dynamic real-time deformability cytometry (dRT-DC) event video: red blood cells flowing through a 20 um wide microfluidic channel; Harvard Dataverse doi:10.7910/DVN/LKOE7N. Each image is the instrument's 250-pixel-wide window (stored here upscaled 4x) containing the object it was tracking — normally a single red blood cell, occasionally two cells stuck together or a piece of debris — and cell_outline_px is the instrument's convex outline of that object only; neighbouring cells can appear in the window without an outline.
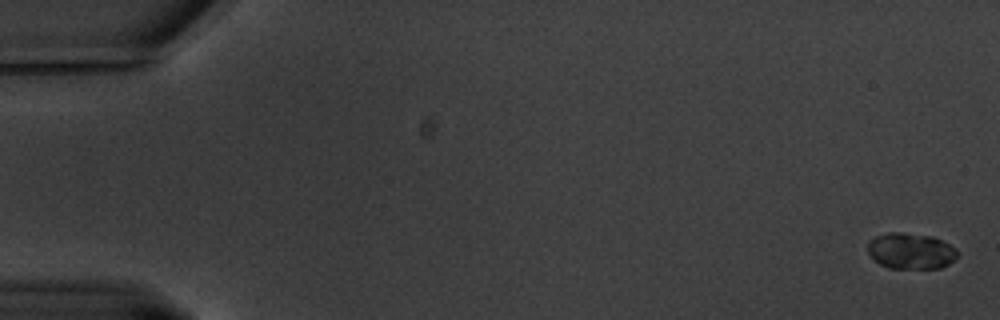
{"species": "common noctule bat (a hibernating species)", "species_latin": "Nyctalus noctula", "temperature_condition": "warm", "stored_images_in_passage": 63, "camera_frame_rate_fps": 3000, "um_per_image_px": 0.085, "animal": {"sex": "male", "body_mass_g": 20.1, "forearm_length_mm": 53.5}, "frame": {"image": 1, "passage_image": 1, "time_ms": 0.0, "image_size_px": [1000, 320], "cell_outline_px": [[960, 252], [948, 264], [940, 268], [888, 268], [880, 264], [868, 252], [868, 240], [876, 236], [888, 232], [904, 232], [932, 236], [956, 248]], "centroid_in_image_um": [77.41, 21.32], "position_along_channel_um": 7.6, "area_um2": 18.79}}
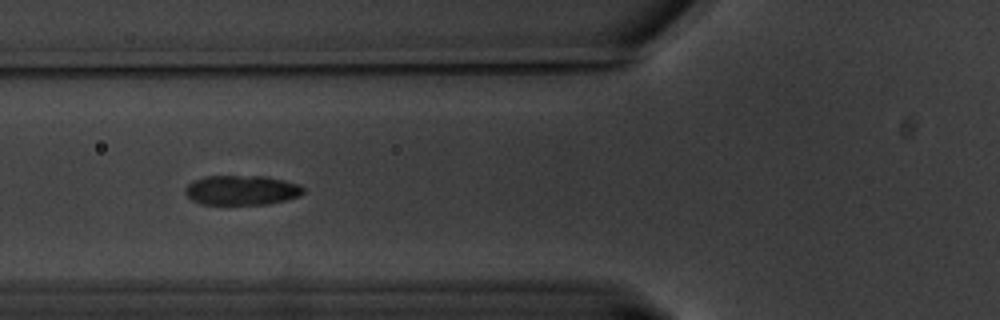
{"frame": {"image": 2, "passage_image": 24, "time_ms": 7.667, "image_size_px": [1000, 320], "cell_outline_px": [[304, 192], [300, 196], [268, 204], [200, 204], [192, 200], [184, 192], [184, 188], [192, 180], [204, 176], [264, 176], [284, 180], [300, 184], [304, 188]], "centroid_in_image_um": [20.52, 16.16], "position_along_channel_um": 105.3, "area_um2": 20.58}}
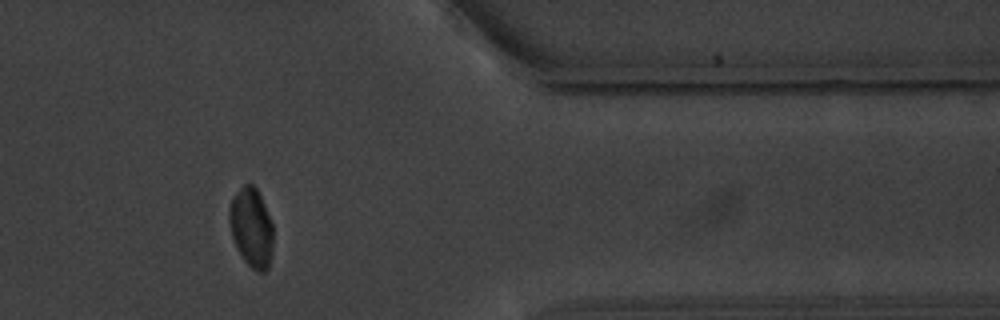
{"frame": {"image": 3, "passage_image": 52, "time_ms": 17.0, "image_size_px": [1000, 320], "cell_outline_px": [[272, 252], [268, 268], [264, 272], [256, 272], [244, 260], [232, 236], [228, 220], [228, 212], [232, 200], [236, 192], [244, 184], [252, 184], [256, 188], [264, 204], [272, 224]], "centroid_in_image_um": [21.36, 19.35], "position_along_channel_um": 390.0, "area_um2": 20.0}, "authors_computed_cell_mechanics": {"area_um2": 19.9988, "velocity_mm_per_s": 3.2491, "shape_relaxation_time_tau1_ms": 2.5999, "shape_relaxation_time_tau2_ms": null, "deformation_change_tau1": 0.1421, "deformation_change_tau2": null}}